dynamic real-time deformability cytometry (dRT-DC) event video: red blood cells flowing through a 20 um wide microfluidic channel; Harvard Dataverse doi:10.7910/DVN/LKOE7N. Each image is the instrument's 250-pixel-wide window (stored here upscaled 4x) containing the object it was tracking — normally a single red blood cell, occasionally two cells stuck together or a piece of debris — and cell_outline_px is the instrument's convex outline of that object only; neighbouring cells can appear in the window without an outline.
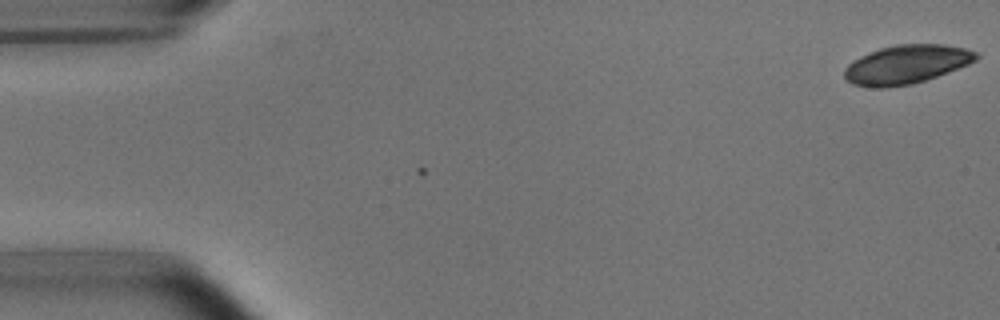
{"species": "common noctule bat (a hibernating species)", "species_latin": "Nyctalus noctula", "temperature_condition": "room temperature", "stored_images_in_passage": 5, "camera_frame_rate_fps": 3000, "um_per_image_px": 0.085, "animal": {"sex": "male", "body_mass_g": 15.6}, "frame": {"image": 1, "passage_image": 5, "time_ms": 1.333, "image_size_px": [1000, 320], "cell_outline_px": [[980, 56], [976, 60], [968, 64], [936, 76], [912, 84], [888, 88], [876, 88], [852, 84], [844, 76], [844, 68], [852, 60], [860, 56], [880, 48], [896, 44], [944, 44], [964, 48], [980, 52]], "centroid_in_image_um": [77.04, 5.47], "position_along_channel_um": 8.0, "area_um2": 29.82}}